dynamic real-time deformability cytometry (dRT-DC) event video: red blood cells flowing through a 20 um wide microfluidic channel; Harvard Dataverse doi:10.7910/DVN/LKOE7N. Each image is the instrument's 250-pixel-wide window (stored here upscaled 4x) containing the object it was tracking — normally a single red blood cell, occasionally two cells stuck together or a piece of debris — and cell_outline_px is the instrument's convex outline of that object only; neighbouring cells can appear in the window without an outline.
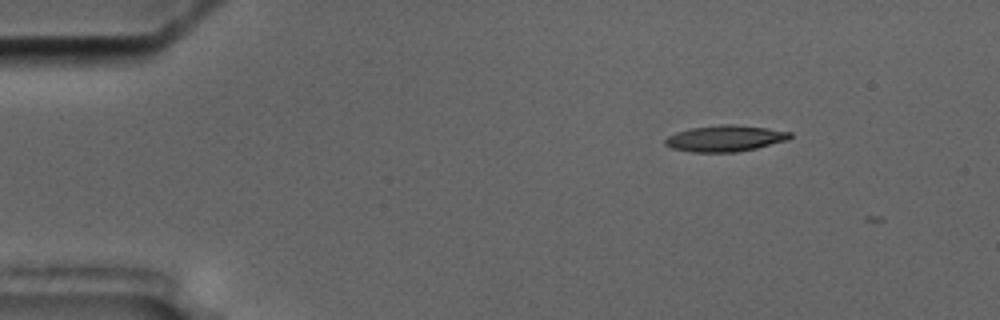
{"species": "common noctule bat (a hibernating species)", "species_latin": "Nyctalus noctula", "temperature_condition": "cold", "stored_images_in_passage": 6, "camera_frame_rate_fps": 3000, "um_per_image_px": 0.085, "animal": {"sex": "male", "body_mass_g": 17.5, "forearm_length_mm": 52.3}, "frame": {"image": 1, "passage_image": 1, "time_ms": 0.0, "image_size_px": [1000, 320], "cell_outline_px": [[792, 136], [788, 140], [756, 148], [736, 152], [692, 152], [672, 148], [664, 144], [664, 140], [668, 136], [676, 132], [692, 128], [720, 124], [732, 124], [768, 128], [792, 132]], "centroid_in_image_um": [61.64, 11.76], "position_along_channel_um": 23.4, "area_um2": 19.07}}
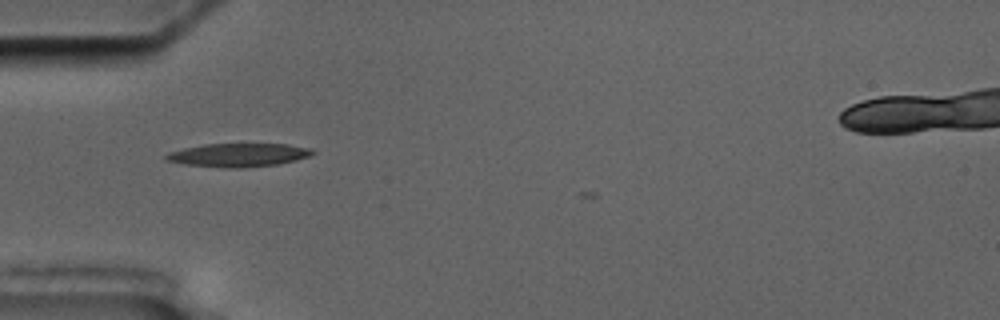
{"frame": {"image": 2, "passage_image": 3, "time_ms": 3.333, "image_size_px": [1000, 320], "cell_outline_px": [[316, 152], [312, 156], [296, 160], [276, 164], [240, 168], [228, 168], [184, 164], [164, 160], [164, 156], [168, 152], [184, 148], [204, 144], [288, 144], [312, 148]], "centroid_in_image_um": [20.28, 13.17], "position_along_channel_um": 64.7, "area_um2": 20.11}}
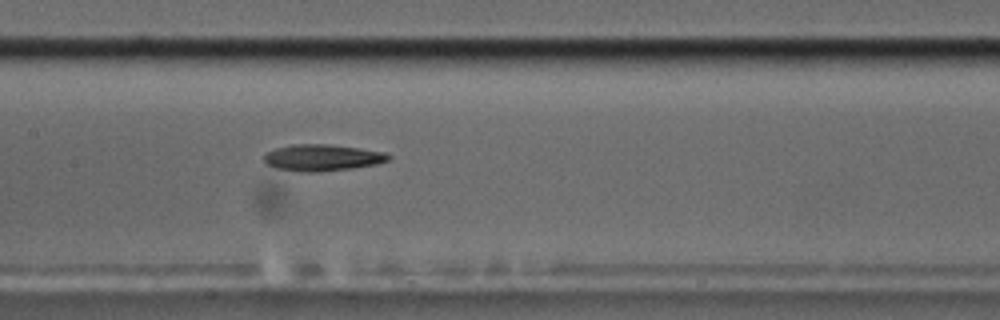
{"frame": {"image": 3, "passage_image": 6, "time_ms": 6.667, "image_size_px": [1000, 320], "cell_outline_px": [[392, 156], [388, 160], [376, 164], [352, 168], [312, 172], [300, 172], [276, 168], [268, 164], [264, 160], [264, 152], [276, 148], [292, 144], [328, 144], [360, 148], [384, 152]], "centroid_in_image_um": [27.37, 13.39], "position_along_channel_um": 180.0, "area_um2": 19.19}}